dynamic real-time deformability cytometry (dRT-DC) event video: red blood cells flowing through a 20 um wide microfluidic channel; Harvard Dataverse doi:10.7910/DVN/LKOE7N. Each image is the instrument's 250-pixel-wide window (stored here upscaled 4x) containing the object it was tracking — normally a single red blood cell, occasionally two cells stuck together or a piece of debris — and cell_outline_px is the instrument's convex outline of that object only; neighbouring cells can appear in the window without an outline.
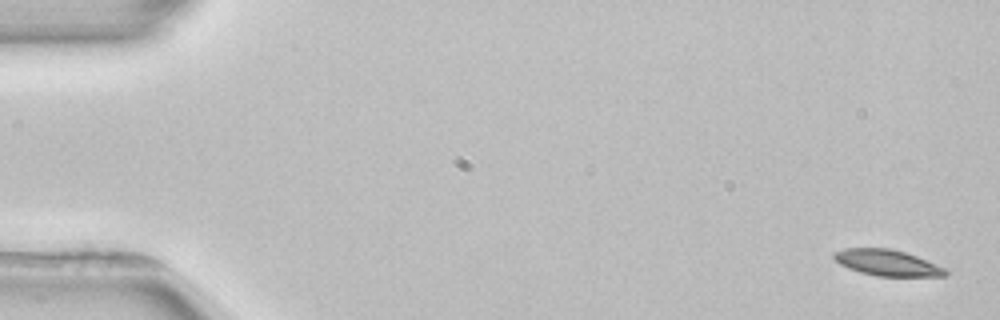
{"species": "common noctule bat (a hibernating species)", "species_latin": "Nyctalus noctula", "temperature_condition": "room temperature", "stored_images_in_passage": 6, "camera_frame_rate_fps": 3000, "um_per_image_px": 0.085, "animal": {"sex": "female", "body_mass_g": 22.7, "forearm_length_mm": 54.2}, "frame": {"image": 1, "passage_image": 1, "time_ms": 0.0, "image_size_px": [1000, 320], "cell_outline_px": [[948, 276], [876, 276], [860, 272], [848, 268], [840, 264], [832, 256], [832, 252], [844, 248], [892, 248], [916, 256], [948, 268]], "centroid_in_image_um": [75.43, 22.33], "position_along_channel_um": 9.6, "area_um2": 17.11}}